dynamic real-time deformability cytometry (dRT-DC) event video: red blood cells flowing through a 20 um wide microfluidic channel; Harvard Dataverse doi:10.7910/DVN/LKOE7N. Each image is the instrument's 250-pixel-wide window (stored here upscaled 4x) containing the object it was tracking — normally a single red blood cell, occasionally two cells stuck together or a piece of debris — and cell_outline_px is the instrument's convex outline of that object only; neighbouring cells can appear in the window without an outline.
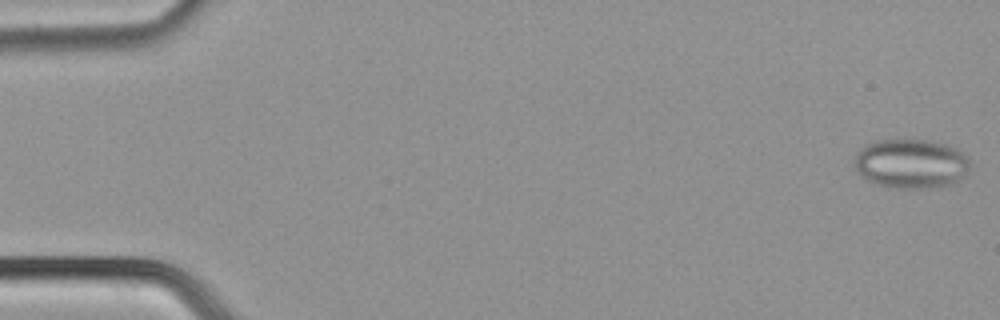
{"species": "common noctule bat (a hibernating species)", "species_latin": "Nyctalus noctula", "temperature_condition": "cold", "stored_images_in_passage": 50, "camera_frame_rate_fps": 3000, "um_per_image_px": 0.085, "animal": {"sex": "male", "body_mass_g": 21.5, "forearm_length_mm": 52.0}, "frame": {"image": 1, "passage_image": 1, "time_ms": 0.0, "image_size_px": [1000, 320], "cell_outline_px": [[968, 168], [964, 176], [960, 180], [944, 188], [896, 188], [880, 184], [868, 180], [856, 172], [852, 164], [852, 160], [860, 148], [876, 140], [896, 136], [904, 136], [928, 140], [944, 144], [956, 148], [968, 156]], "centroid_in_image_um": [77.4, 13.87], "position_along_channel_um": 7.6, "area_um2": 34.45}}
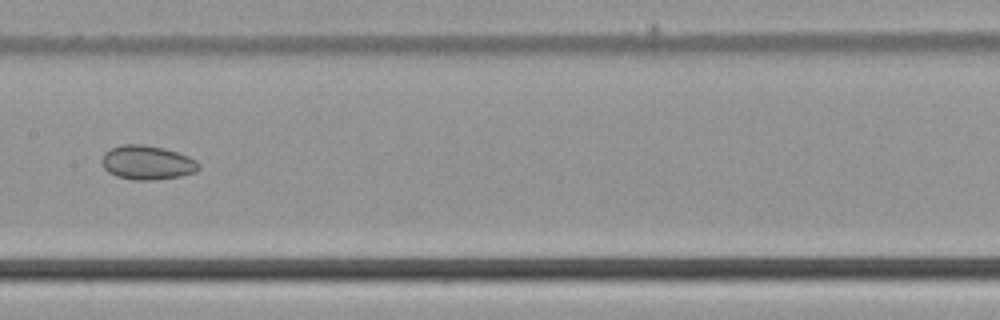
{"frame": {"image": 2, "passage_image": 26, "time_ms": 8.333, "image_size_px": [1000, 320], "cell_outline_px": [[200, 168], [196, 172], [180, 176], [152, 180], [132, 180], [116, 176], [108, 172], [104, 168], [100, 160], [104, 152], [120, 144], [144, 144], [164, 148], [188, 156], [196, 160], [200, 164]], "centroid_in_image_um": [12.49, 13.82], "position_along_channel_um": 194.9, "area_um2": 19.48}}
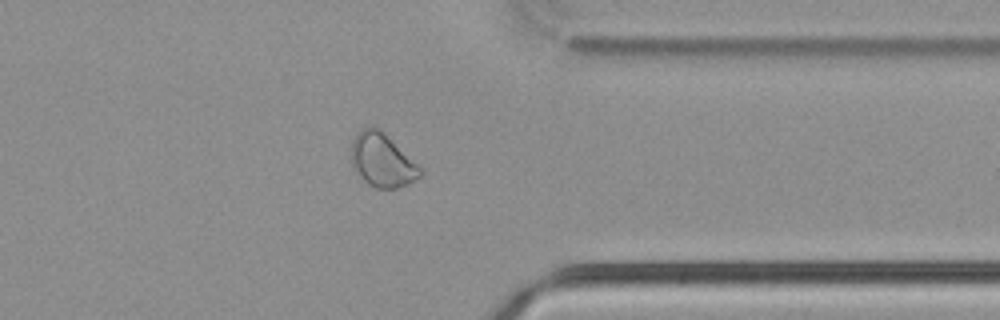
{"frame": {"image": 3, "passage_image": 40, "time_ms": 13.0, "image_size_px": [1000, 320], "cell_outline_px": [[424, 172], [420, 176], [408, 184], [396, 188], [376, 188], [368, 184], [352, 168], [352, 140], [356, 132], [360, 128], [376, 128], [416, 164]], "centroid_in_image_um": [32.43, 13.66], "position_along_channel_um": 379.0, "area_um2": 20.63}}